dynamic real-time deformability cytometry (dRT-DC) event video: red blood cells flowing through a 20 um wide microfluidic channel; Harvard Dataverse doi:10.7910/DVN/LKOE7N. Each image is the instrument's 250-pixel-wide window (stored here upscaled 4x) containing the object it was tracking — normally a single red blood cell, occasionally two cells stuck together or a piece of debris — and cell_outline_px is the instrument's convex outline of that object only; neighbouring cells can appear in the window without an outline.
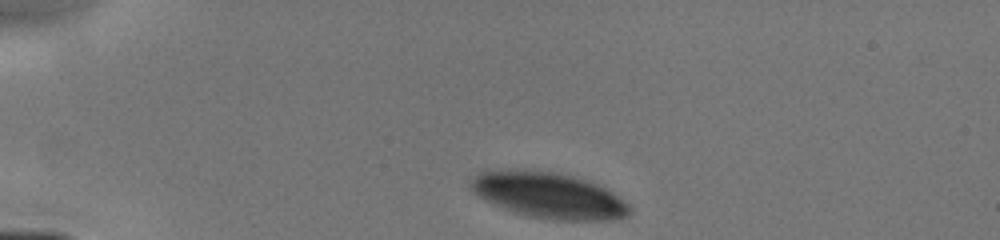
{"species": "human", "species_latin": "Homo sapiens", "temperature_condition": "cold", "stored_images_in_passage": 8, "camera_frame_rate_fps": 3000, "um_per_image_px": 0.085, "donor": {"sex": "male"}, "frame": {"image": 1, "passage_image": 1, "time_ms": 0.0, "image_size_px": [1000, 240], "cell_outline_px": [[632, 208], [624, 216], [608, 220], [552, 220], [528, 216], [492, 204], [484, 200], [472, 192], [468, 188], [468, 184], [480, 172], [504, 168], [516, 168], [552, 172], [572, 176], [588, 180], [612, 192], [628, 204]], "centroid_in_image_um": [46.56, 16.58], "position_along_channel_um": 38.4, "area_um2": 42.54}}